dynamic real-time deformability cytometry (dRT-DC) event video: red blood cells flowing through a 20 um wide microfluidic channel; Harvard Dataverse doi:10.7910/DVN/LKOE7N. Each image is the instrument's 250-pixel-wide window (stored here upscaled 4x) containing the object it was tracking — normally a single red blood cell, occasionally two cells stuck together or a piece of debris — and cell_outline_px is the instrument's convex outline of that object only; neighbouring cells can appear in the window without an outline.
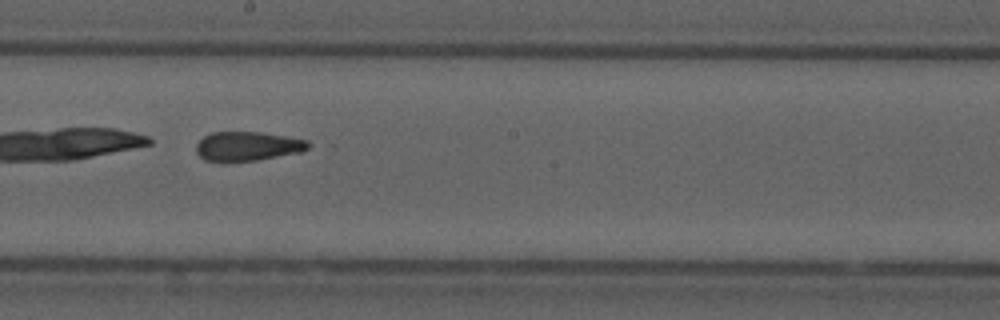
{"species": "common noctule bat (a hibernating species)", "species_latin": "Nyctalus noctula", "temperature_condition": "cold", "stored_images_in_passage": 30, "camera_frame_rate_fps": 3000, "um_per_image_px": 0.085, "animal": {"sex": "male", "forearm_length_mm": 52.5}, "frame": {"image": 1, "passage_image": 13, "time_ms": 4.0, "image_size_px": [1000, 320], "cell_outline_px": [[316, 144], [300, 152], [256, 160], [204, 160], [196, 152], [196, 144], [204, 136], [212, 132], [260, 132], [308, 140]], "centroid_in_image_um": [21.09, 12.41], "position_along_channel_um": 227.1, "area_um2": 18.84}}